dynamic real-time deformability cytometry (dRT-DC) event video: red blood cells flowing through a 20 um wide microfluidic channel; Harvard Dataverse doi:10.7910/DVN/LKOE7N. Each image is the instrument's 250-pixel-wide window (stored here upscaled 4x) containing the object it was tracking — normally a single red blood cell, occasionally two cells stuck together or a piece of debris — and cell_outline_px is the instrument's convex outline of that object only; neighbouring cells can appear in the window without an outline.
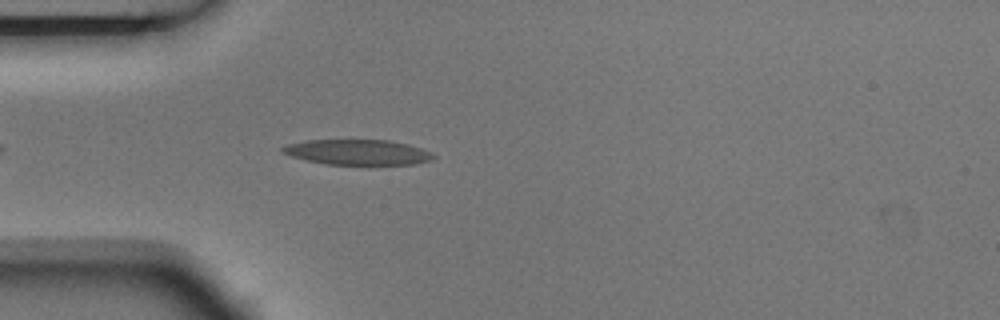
{"species": "Egyptian fruit bat (a non-hibernating species)", "species_latin": "Rousettus aegyptiacus", "temperature_condition": "room temperature", "stored_images_in_passage": 2, "camera_frame_rate_fps": 3000, "um_per_image_px": 0.085, "animal": {"sex": "male"}, "frame": {"image": 1, "passage_image": 2, "time_ms": 0.333, "image_size_px": [1000, 320], "cell_outline_px": [[436, 156], [432, 160], [412, 164], [328, 164], [308, 160], [292, 156], [284, 152], [280, 148], [288, 144], [308, 140], [388, 140], [408, 144], [432, 152]], "centroid_in_image_um": [30.45, 12.93], "position_along_channel_um": 54.6, "area_um2": 21.91}}